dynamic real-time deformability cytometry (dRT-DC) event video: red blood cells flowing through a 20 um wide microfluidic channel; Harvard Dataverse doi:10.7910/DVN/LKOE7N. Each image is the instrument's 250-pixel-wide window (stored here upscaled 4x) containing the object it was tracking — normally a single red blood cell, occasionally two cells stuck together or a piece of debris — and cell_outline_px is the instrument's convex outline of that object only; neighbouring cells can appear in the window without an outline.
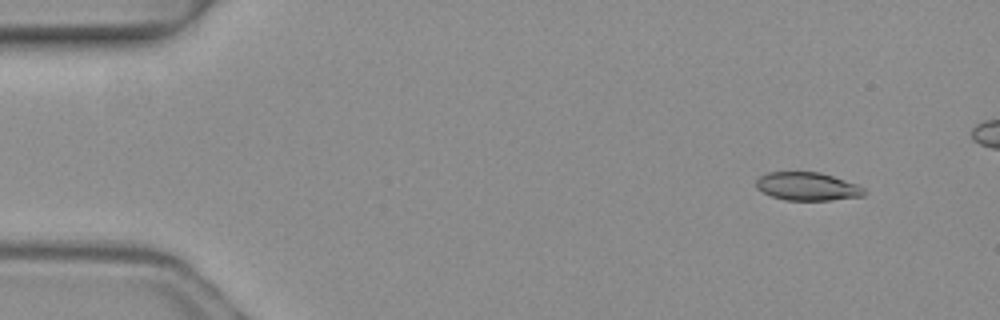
{"species": "common noctule bat (a hibernating species)", "species_latin": "Nyctalus noctula", "temperature_condition": "warm", "stored_images_in_passage": 4, "camera_frame_rate_fps": 3000, "um_per_image_px": 0.085, "animal": {"sex": "female", "body_mass_g": 19.3, "forearm_length_mm": 54.1}, "frame": {"image": 1, "passage_image": 2, "time_ms": 0.333, "image_size_px": [1000, 320], "cell_outline_px": [[868, 192], [864, 196], [832, 200], [784, 200], [772, 196], [756, 188], [756, 180], [760, 176], [768, 172], [820, 172], [856, 184], [864, 188]], "centroid_in_image_um": [68.64, 15.85], "position_along_channel_um": 16.4, "area_um2": 17.74}}